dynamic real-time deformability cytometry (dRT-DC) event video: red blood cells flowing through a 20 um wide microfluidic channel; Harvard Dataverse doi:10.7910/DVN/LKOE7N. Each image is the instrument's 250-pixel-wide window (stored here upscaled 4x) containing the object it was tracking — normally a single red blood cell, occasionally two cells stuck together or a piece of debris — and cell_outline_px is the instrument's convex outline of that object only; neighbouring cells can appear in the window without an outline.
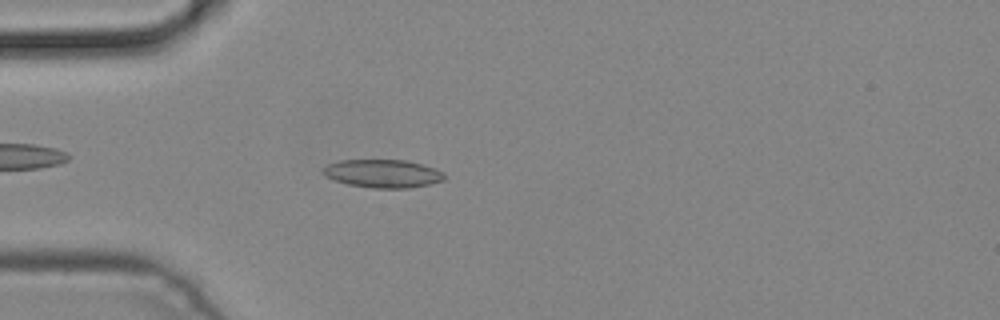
{"species": "common noctule bat (a hibernating species)", "species_latin": "Nyctalus noctula", "temperature_condition": "cold", "stored_images_in_passage": 4, "camera_frame_rate_fps": 3000, "um_per_image_px": 0.085, "animal": {"sex": "male", "body_mass_g": 19.2, "forearm_length_mm": 51.8}, "frame": {"image": 1, "passage_image": 4, "time_ms": 1.0, "image_size_px": [1000, 320], "cell_outline_px": [[444, 180], [428, 184], [408, 188], [372, 188], [348, 184], [324, 176], [320, 172], [328, 164], [340, 160], [408, 160], [444, 172]], "centroid_in_image_um": [32.51, 14.75], "position_along_channel_um": 52.5, "area_um2": 19.77}}